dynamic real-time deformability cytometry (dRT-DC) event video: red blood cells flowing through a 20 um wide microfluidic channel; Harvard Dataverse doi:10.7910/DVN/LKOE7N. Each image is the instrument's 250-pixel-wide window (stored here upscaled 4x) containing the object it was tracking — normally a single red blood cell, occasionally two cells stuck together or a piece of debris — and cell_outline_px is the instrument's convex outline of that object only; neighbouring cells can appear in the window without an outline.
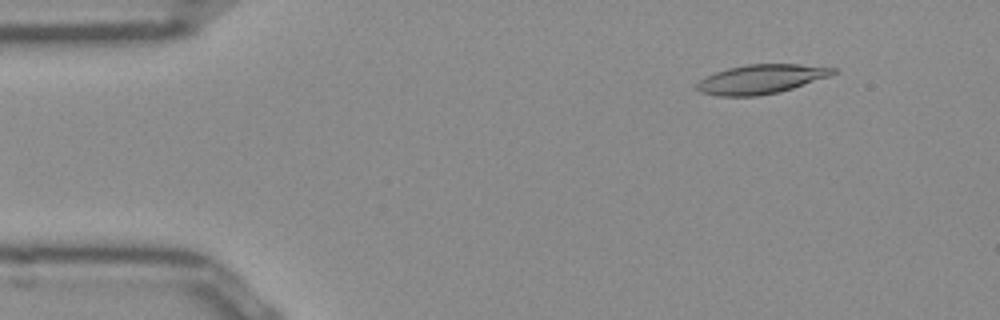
{"species": "Egyptian fruit bat (a non-hibernating species)", "species_latin": "Rousettus aegyptiacus", "temperature_condition": "room temperature", "stored_images_in_passage": 49, "camera_frame_rate_fps": 3000, "um_per_image_px": 0.085, "frame": {"image": 1, "passage_image": 4, "time_ms": 1.0, "image_size_px": [1000, 320], "cell_outline_px": [[836, 72], [828, 76], [780, 92], [756, 96], [720, 96], [700, 92], [696, 88], [696, 84], [700, 80], [716, 72], [728, 68], [748, 64], [800, 64], [836, 68]], "centroid_in_image_um": [64.67, 6.73], "position_along_channel_um": 20.3, "area_um2": 22.89}}
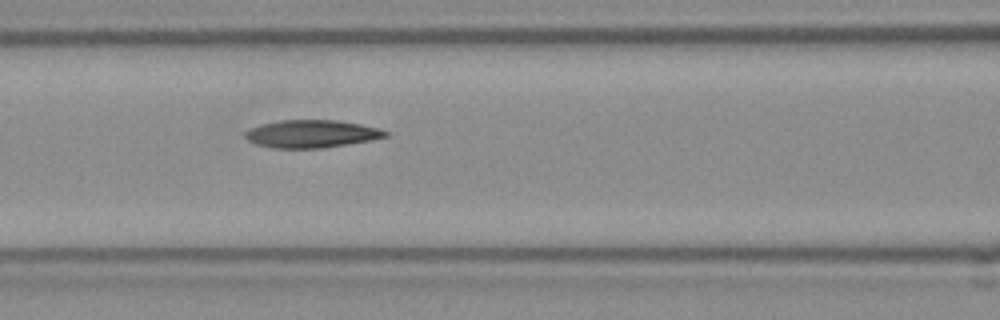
{"frame": {"image": 2, "passage_image": 19, "time_ms": 6.0, "image_size_px": [1000, 320], "cell_outline_px": [[392, 132], [388, 136], [372, 140], [348, 144], [320, 148], [276, 148], [256, 144], [248, 140], [244, 136], [244, 132], [260, 124], [280, 120], [336, 120], [360, 124], [380, 128]], "centroid_in_image_um": [26.52, 11.37], "position_along_channel_um": 140.1, "area_um2": 22.72}}
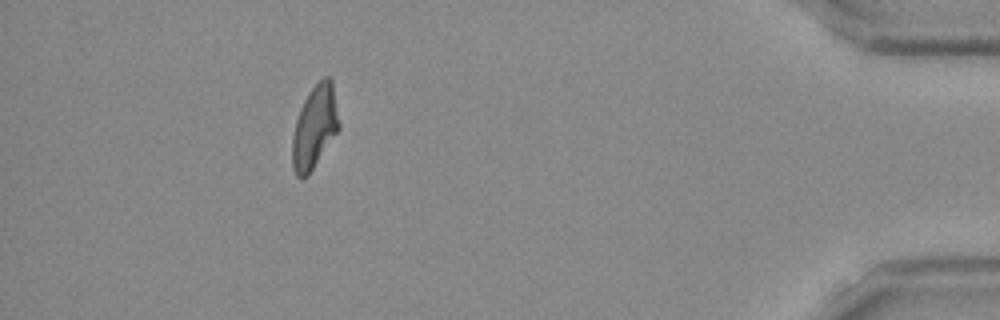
{"frame": {"image": 3, "passage_image": 44, "time_ms": 14.333, "image_size_px": [1000, 320], "cell_outline_px": [[340, 128], [308, 176], [296, 176], [292, 168], [292, 136], [296, 120], [300, 108], [308, 92], [324, 76], [328, 76], [332, 80], [340, 124]], "centroid_in_image_um": [26.74, 10.8], "position_along_channel_um": 408.5, "area_um2": 22.54}, "authors_computed_cell_mechanics": {"area_um2": 22.7732, "velocity_mm_per_s": 3.9428, "shape_relaxation_time_tau1_ms": null, "shape_relaxation_time_tau2_ms": 4.6095, "deformation_change_tau1": null, "deformation_change_tau2": 0.1324}}